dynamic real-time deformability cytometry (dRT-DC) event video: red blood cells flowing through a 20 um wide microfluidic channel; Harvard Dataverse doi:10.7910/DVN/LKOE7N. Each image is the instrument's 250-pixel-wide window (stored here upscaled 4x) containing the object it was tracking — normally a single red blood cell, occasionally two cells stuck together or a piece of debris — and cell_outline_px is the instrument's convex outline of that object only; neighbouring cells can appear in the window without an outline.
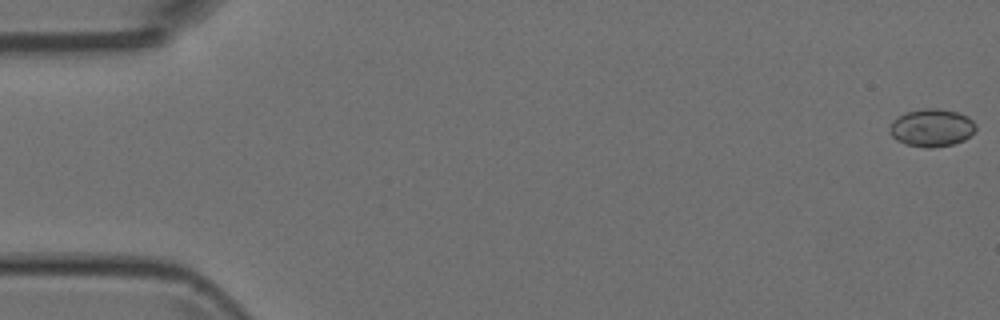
{"species": "Egyptian fruit bat (a non-hibernating species)", "species_latin": "Rousettus aegyptiacus", "temperature_condition": "room temperature", "stored_images_in_passage": 52, "camera_frame_rate_fps": 3000, "um_per_image_px": 0.085, "animal": {"sex": "female"}, "frame": {"image": 1, "passage_image": 1, "time_ms": 0.0, "image_size_px": [1000, 320], "cell_outline_px": [[976, 128], [964, 140], [952, 144], [932, 148], [928, 148], [908, 144], [896, 140], [888, 132], [888, 128], [892, 120], [908, 112], [924, 108], [936, 108], [956, 112], [968, 116], [976, 124]], "centroid_in_image_um": [79.17, 10.86], "position_along_channel_um": 5.8, "area_um2": 18.79}}
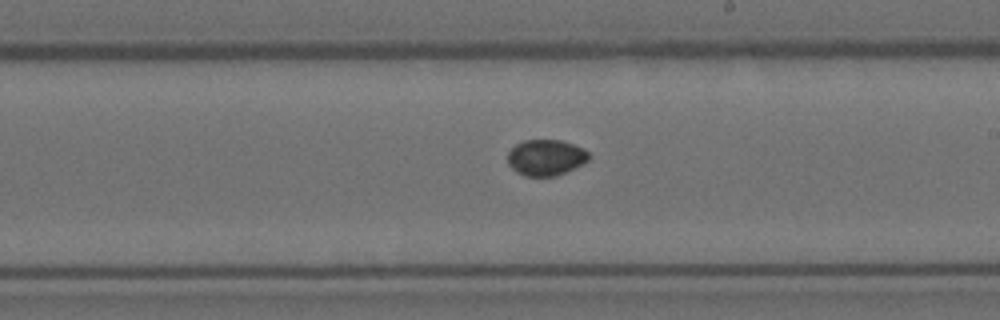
{"frame": {"image": 2, "passage_image": 30, "time_ms": 9.667, "image_size_px": [1000, 320], "cell_outline_px": [[592, 156], [588, 160], [556, 176], [524, 176], [516, 172], [508, 164], [508, 152], [516, 144], [524, 140], [560, 140], [584, 148]], "centroid_in_image_um": [46.38, 13.38], "position_along_channel_um": 242.6, "area_um2": 16.94}}
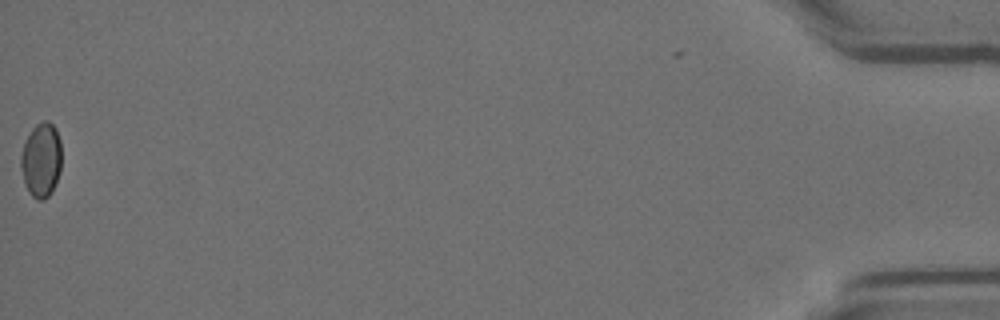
{"frame": {"image": 3, "passage_image": 52, "time_ms": 17.0, "image_size_px": [1000, 320], "cell_outline_px": [[60, 172], [52, 192], [44, 200], [36, 200], [28, 192], [24, 184], [20, 168], [20, 156], [24, 144], [32, 128], [36, 124], [44, 120], [48, 120], [56, 128], [60, 140]], "centroid_in_image_um": [3.49, 13.62], "position_along_channel_um": 431.7, "area_um2": 17.86}}